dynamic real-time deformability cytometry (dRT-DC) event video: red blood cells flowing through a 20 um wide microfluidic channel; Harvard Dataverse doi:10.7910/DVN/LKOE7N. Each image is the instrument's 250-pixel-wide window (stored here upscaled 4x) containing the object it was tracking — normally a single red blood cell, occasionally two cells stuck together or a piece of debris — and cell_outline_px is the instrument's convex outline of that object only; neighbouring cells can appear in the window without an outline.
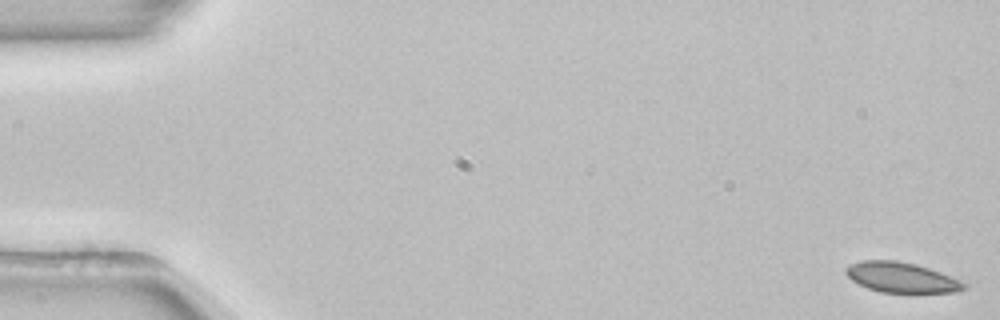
{"species": "common noctule bat (a hibernating species)", "species_latin": "Nyctalus noctula", "temperature_condition": "room temperature", "stored_images_in_passage": 54, "camera_frame_rate_fps": 3000, "um_per_image_px": 0.085, "animal": {"sex": "female", "body_mass_g": 22.7, "forearm_length_mm": 54.2}, "frame": {"image": 1, "passage_image": 1, "time_ms": 0.0, "image_size_px": [1000, 320], "cell_outline_px": [[968, 284], [964, 288], [956, 292], [880, 292], [868, 288], [852, 280], [844, 272], [844, 268], [860, 260], [896, 260], [916, 264], [940, 272], [960, 280]], "centroid_in_image_um": [76.6, 23.57], "position_along_channel_um": 8.4, "area_um2": 20.63}}
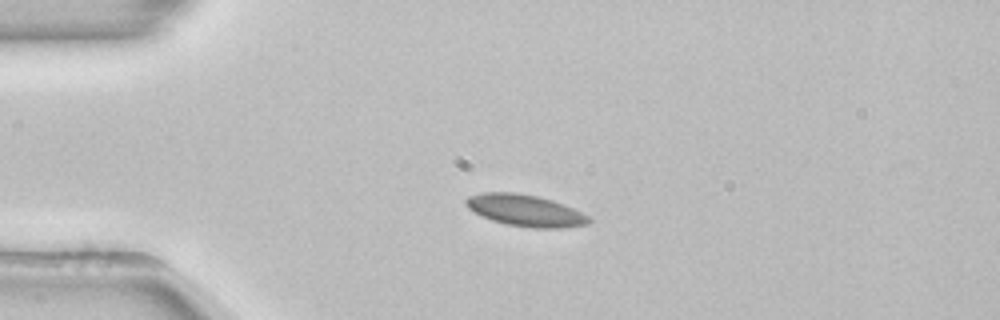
{"frame": {"image": 2, "passage_image": 13, "time_ms": 4.0, "image_size_px": [1000, 320], "cell_outline_px": [[592, 220], [588, 224], [564, 228], [532, 228], [504, 224], [480, 216], [468, 208], [464, 204], [464, 200], [468, 196], [480, 192], [512, 192], [536, 196], [552, 200], [572, 208], [588, 216]], "centroid_in_image_um": [44.6, 17.89], "position_along_channel_um": 40.4, "area_um2": 22.77}}
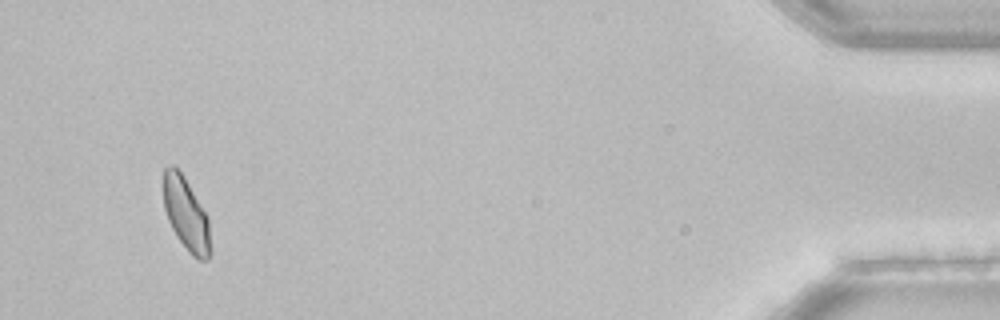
{"frame": {"image": 3, "passage_image": 51, "time_ms": 16.667, "image_size_px": [1000, 320], "cell_outline_px": [[212, 252], [208, 260], [196, 260], [188, 252], [176, 236], [168, 220], [164, 208], [164, 168], [172, 164], [184, 176], [208, 216]], "centroid_in_image_um": [15.85, 18.26], "position_along_channel_um": 419.3, "area_um2": 20.17}, "authors_computed_cell_mechanics": {"area_um2": 20.8658, "velocity_mm_per_s": 3.8403, "shape_relaxation_time_tau1_ms": null, "shape_relaxation_time_tau2_ms": 3.2441, "deformation_change_tau1": null, "deformation_change_tau2": 0.0611}}